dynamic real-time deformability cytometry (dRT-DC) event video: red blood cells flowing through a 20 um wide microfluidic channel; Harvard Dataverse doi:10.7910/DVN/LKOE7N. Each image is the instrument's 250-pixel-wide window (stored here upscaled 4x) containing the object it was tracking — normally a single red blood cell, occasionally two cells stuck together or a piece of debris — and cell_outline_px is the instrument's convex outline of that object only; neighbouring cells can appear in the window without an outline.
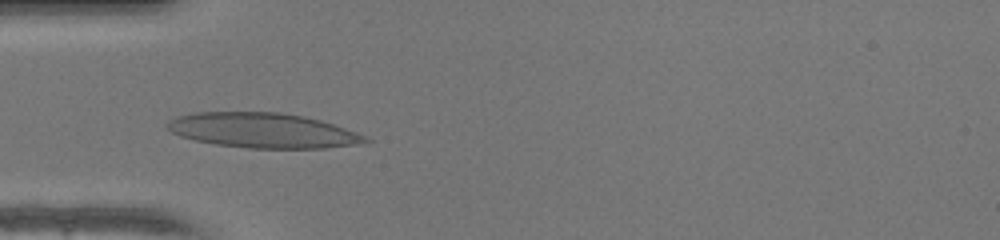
{"species": "human", "species_latin": "Homo sapiens", "temperature_condition": "warm", "stored_images_in_passage": 34, "camera_frame_rate_fps": 3000, "um_per_image_px": 0.085, "donor": {"sex": "female"}, "frame": {"image": 1, "passage_image": 1, "time_ms": 0.0, "image_size_px": [1000, 240], "cell_outline_px": [[372, 140], [360, 144], [324, 148], [248, 148], [216, 144], [196, 140], [180, 136], [172, 132], [164, 124], [168, 120], [176, 116], [196, 112], [280, 112], [304, 116], [320, 120], [356, 132]], "centroid_in_image_um": [22.31, 11.08], "position_along_channel_um": 62.7, "area_um2": 40.23}}
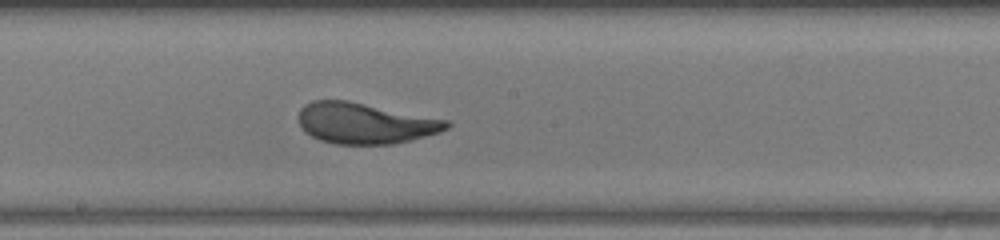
{"frame": {"image": 2, "passage_image": 12, "time_ms": 3.667, "image_size_px": [1000, 240], "cell_outline_px": [[452, 124], [448, 128], [440, 132], [392, 144], [336, 144], [320, 140], [304, 132], [300, 124], [300, 108], [304, 104], [312, 100], [348, 100], [448, 120]], "centroid_in_image_um": [31.01, 10.47], "position_along_channel_um": 217.2, "area_um2": 35.14}}
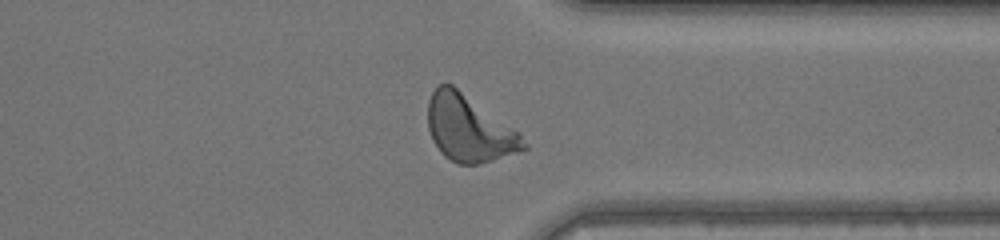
{"frame": {"image": 3, "passage_image": 23, "time_ms": 7.333, "image_size_px": [1000, 240], "cell_outline_px": [[528, 148], [520, 152], [480, 164], [456, 164], [444, 156], [440, 152], [432, 140], [428, 128], [428, 100], [432, 92], [440, 84], [452, 84], [520, 132], [528, 144]], "centroid_in_image_um": [39.89, 10.95], "position_along_channel_um": 371.5, "area_um2": 37.22}, "authors_computed_cell_mechanics": {"area_um2": 35.4892, "velocity_mm_per_s": 4.2731, "shape_relaxation_time_tau1_ms": 3.3694, "shape_relaxation_time_tau2_ms": null, "deformation_change_tau1": 0.2164, "deformation_change_tau2": null}}